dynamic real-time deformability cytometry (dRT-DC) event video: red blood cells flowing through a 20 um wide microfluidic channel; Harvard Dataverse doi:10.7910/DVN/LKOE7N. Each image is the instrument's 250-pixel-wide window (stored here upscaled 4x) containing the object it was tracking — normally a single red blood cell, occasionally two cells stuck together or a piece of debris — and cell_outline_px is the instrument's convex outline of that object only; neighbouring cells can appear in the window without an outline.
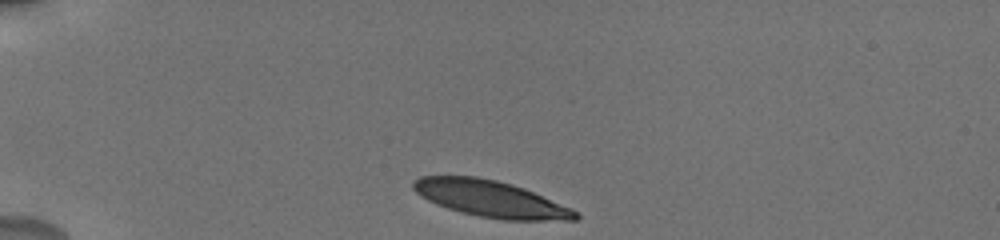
{"species": "human", "species_latin": "Homo sapiens", "temperature_condition": "cold", "stored_images_in_passage": 65, "camera_frame_rate_fps": 3000, "um_per_image_px": 0.085, "donor": {"sex": "male"}, "frame": {"image": 1, "passage_image": 1, "time_ms": 0.0, "image_size_px": [1000, 240], "cell_outline_px": [[580, 216], [576, 220], [504, 220], [480, 216], [460, 212], [436, 204], [420, 196], [412, 188], [412, 180], [420, 176], [476, 176], [496, 180], [512, 184], [524, 188], [572, 208], [580, 212]], "centroid_in_image_um": [41.71, 16.89], "position_along_channel_um": 43.3, "area_um2": 34.56}}
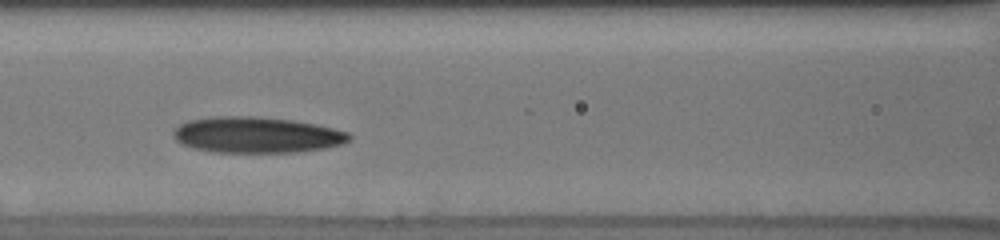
{"frame": {"image": 2, "passage_image": 20, "time_ms": 4.0, "image_size_px": [1000, 240], "cell_outline_px": [[352, 140], [340, 144], [324, 148], [300, 152], [212, 152], [192, 148], [176, 140], [172, 136], [172, 132], [180, 124], [192, 120], [216, 116], [256, 116], [292, 120], [316, 124], [348, 132], [352, 136]], "centroid_in_image_um": [21.83, 11.47], "position_along_channel_um": 144.8, "area_um2": 36.88}}
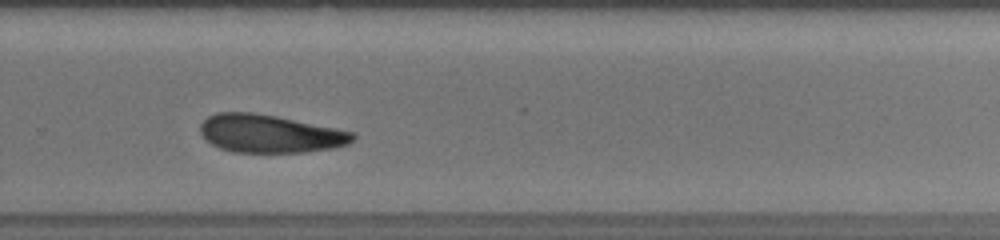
{"frame": {"image": 3, "passage_image": 41, "time_ms": 8.333, "image_size_px": [1000, 240], "cell_outline_px": [[356, 136], [348, 144], [336, 148], [304, 152], [232, 152], [220, 148], [212, 144], [200, 132], [200, 124], [208, 116], [216, 112], [252, 112], [276, 116], [336, 128], [352, 132]], "centroid_in_image_um": [22.93, 11.36], "position_along_channel_um": 306.9, "area_um2": 33.7}, "authors_computed_cell_mechanics": {"area_um2": 34.5644, "velocity_mm_per_s": 3.7522, "shape_relaxation_time_tau1_ms": 4.3547, "shape_relaxation_time_tau2_ms": null, "deformation_change_tau1": 0.1212, "deformation_change_tau2": null}}